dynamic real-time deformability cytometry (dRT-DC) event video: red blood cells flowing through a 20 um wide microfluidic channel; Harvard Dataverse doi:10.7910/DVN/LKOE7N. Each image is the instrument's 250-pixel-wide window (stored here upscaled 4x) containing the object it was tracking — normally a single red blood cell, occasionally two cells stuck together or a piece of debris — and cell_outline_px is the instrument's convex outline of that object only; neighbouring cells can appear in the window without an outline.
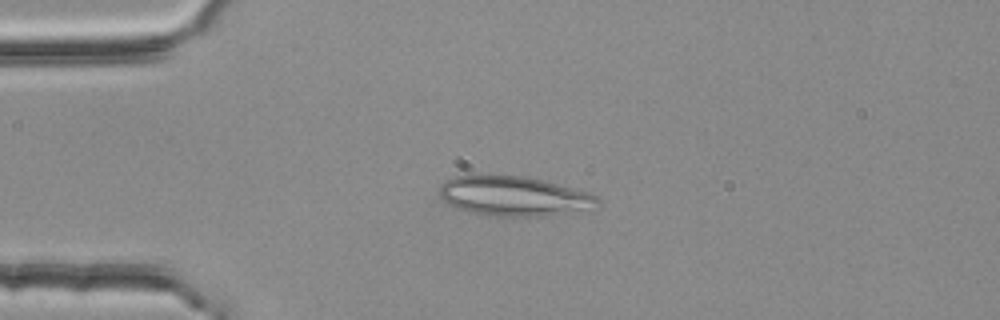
{"species": "common noctule bat (a hibernating species)", "species_latin": "Nyctalus noctula", "temperature_condition": "room temperature", "stored_images_in_passage": 4, "camera_frame_rate_fps": 3000, "um_per_image_px": 0.085, "animal": {"sex": "female", "body_mass_g": 25.1}, "frame": {"image": 1, "passage_image": 3, "time_ms": 0.667, "image_size_px": [1000, 320], "cell_outline_px": [[600, 200], [544, 216], [484, 216], [456, 208], [448, 204], [440, 196], [440, 184], [444, 180], [456, 176], [524, 176], [544, 180], [588, 192], [600, 196]], "centroid_in_image_um": [43.48, 16.64], "position_along_channel_um": 41.5, "area_um2": 35.32}}